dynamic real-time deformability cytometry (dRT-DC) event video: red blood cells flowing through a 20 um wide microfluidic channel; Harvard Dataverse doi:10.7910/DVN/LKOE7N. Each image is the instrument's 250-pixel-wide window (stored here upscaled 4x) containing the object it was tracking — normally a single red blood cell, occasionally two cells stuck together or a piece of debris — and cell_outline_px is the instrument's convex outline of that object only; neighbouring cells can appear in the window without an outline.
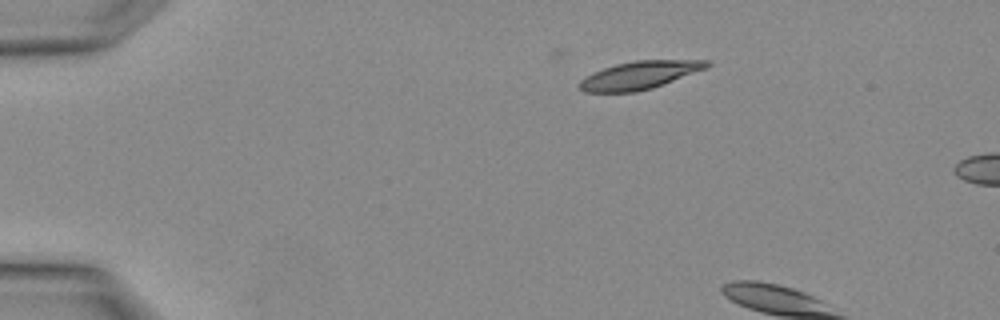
{"species": "Egyptian fruit bat (a non-hibernating species)", "species_latin": "Rousettus aegyptiacus", "temperature_condition": "warm", "stored_images_in_passage": 4, "camera_frame_rate_fps": 3000, "um_per_image_px": 0.085, "animal": {"sex": "female"}, "frame": {"image": 1, "passage_image": 1, "time_ms": 0.0, "image_size_px": [1000, 320], "cell_outline_px": [[712, 64], [704, 68], [652, 88], [636, 92], [584, 92], [576, 84], [584, 76], [592, 72], [616, 64], [636, 60], [708, 60]], "centroid_in_image_um": [54.27, 6.39], "position_along_channel_um": 30.7, "area_um2": 20.52}}